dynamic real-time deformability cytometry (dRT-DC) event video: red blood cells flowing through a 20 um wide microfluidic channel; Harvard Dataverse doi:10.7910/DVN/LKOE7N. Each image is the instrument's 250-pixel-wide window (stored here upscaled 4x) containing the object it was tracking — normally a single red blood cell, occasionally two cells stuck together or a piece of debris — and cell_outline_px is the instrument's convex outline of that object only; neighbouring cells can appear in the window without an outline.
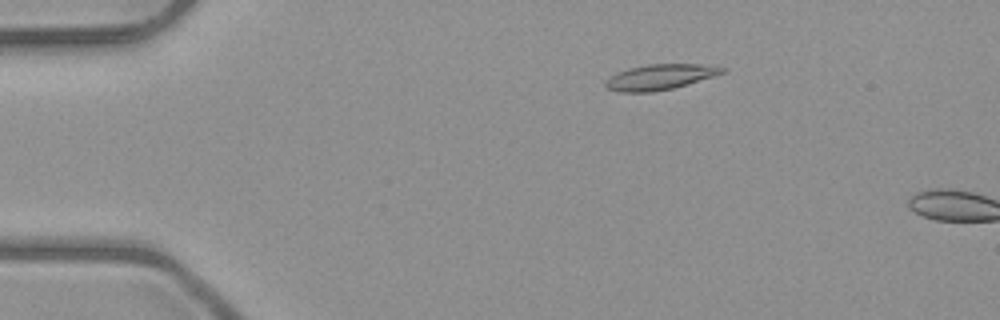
{"species": "common noctule bat (a hibernating species)", "species_latin": "Nyctalus noctula", "temperature_condition": "room temperature", "stored_images_in_passage": 4, "camera_frame_rate_fps": 3000, "um_per_image_px": 0.085, "animal": {"sex": "male", "body_mass_g": 23.1, "forearm_length_mm": 52.7}, "frame": {"image": 1, "passage_image": 3, "time_ms": 2.333, "image_size_px": [1000, 320], "cell_outline_px": [[728, 68], [724, 72], [712, 76], [672, 88], [652, 92], [620, 92], [608, 88], [604, 84], [612, 76], [628, 68], [648, 64], [696, 64]], "centroid_in_image_um": [56.09, 6.54], "position_along_channel_um": 28.9, "area_um2": 16.76}}